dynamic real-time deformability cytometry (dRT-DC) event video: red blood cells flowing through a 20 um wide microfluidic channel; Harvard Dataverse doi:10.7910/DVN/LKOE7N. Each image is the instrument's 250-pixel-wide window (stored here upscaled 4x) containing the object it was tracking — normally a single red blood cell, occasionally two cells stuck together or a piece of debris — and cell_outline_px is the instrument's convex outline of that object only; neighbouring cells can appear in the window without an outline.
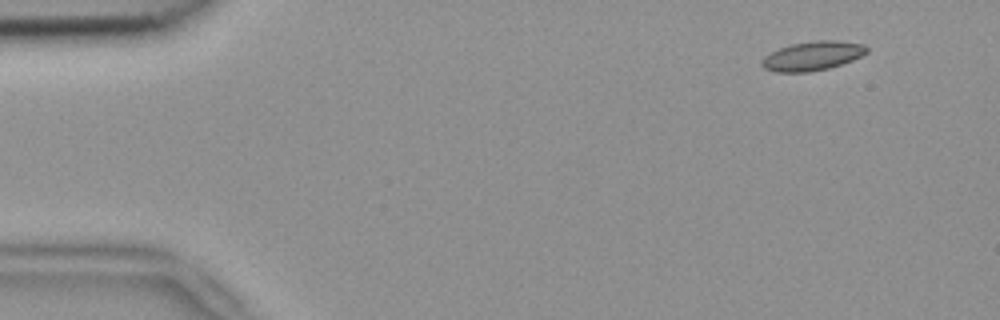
{"species": "common noctule bat (a hibernating species)", "species_latin": "Nyctalus noctula", "temperature_condition": "room temperature", "stored_images_in_passage": 4, "camera_frame_rate_fps": 3000, "um_per_image_px": 0.085, "animal": {"sex": "female", "body_mass_g": 18.4}, "frame": {"image": 1, "passage_image": 1, "time_ms": 0.0, "image_size_px": [1000, 320], "cell_outline_px": [[868, 52], [852, 60], [828, 68], [808, 72], [776, 72], [764, 68], [760, 64], [760, 60], [764, 56], [780, 48], [792, 44], [816, 40], [832, 40], [864, 44], [868, 48]], "centroid_in_image_um": [69.04, 4.75], "position_along_channel_um": 16.0, "area_um2": 17.69}}